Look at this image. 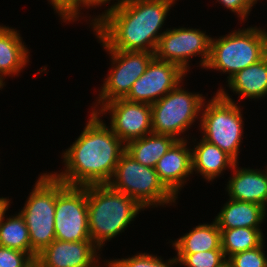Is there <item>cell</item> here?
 <instances>
[{"label":"cell","mask_w":267,"mask_h":267,"mask_svg":"<svg viewBox=\"0 0 267 267\" xmlns=\"http://www.w3.org/2000/svg\"><path fill=\"white\" fill-rule=\"evenodd\" d=\"M176 0H117L90 25L106 50L155 52ZM93 25V26H92ZM162 31V32H161Z\"/></svg>","instance_id":"6da1fadb"},{"label":"cell","mask_w":267,"mask_h":267,"mask_svg":"<svg viewBox=\"0 0 267 267\" xmlns=\"http://www.w3.org/2000/svg\"><path fill=\"white\" fill-rule=\"evenodd\" d=\"M91 112L80 136L62 154L64 171L52 174L66 185L107 184L126 145L100 118Z\"/></svg>","instance_id":"7a4b0ae2"},{"label":"cell","mask_w":267,"mask_h":267,"mask_svg":"<svg viewBox=\"0 0 267 267\" xmlns=\"http://www.w3.org/2000/svg\"><path fill=\"white\" fill-rule=\"evenodd\" d=\"M87 209L90 239L101 250L106 241L124 232L137 214L145 210L108 184L87 185Z\"/></svg>","instance_id":"3957f363"},{"label":"cell","mask_w":267,"mask_h":267,"mask_svg":"<svg viewBox=\"0 0 267 267\" xmlns=\"http://www.w3.org/2000/svg\"><path fill=\"white\" fill-rule=\"evenodd\" d=\"M215 38H211L209 59L204 69L228 74L227 81L267 55V32L257 26L236 29Z\"/></svg>","instance_id":"277c9868"},{"label":"cell","mask_w":267,"mask_h":267,"mask_svg":"<svg viewBox=\"0 0 267 267\" xmlns=\"http://www.w3.org/2000/svg\"><path fill=\"white\" fill-rule=\"evenodd\" d=\"M225 90L220 86L212 99L204 101L199 130L204 140L218 146L238 162L244 136L242 110Z\"/></svg>","instance_id":"5b68a950"},{"label":"cell","mask_w":267,"mask_h":267,"mask_svg":"<svg viewBox=\"0 0 267 267\" xmlns=\"http://www.w3.org/2000/svg\"><path fill=\"white\" fill-rule=\"evenodd\" d=\"M65 186L51 172L41 174L19 211L29 231L31 256L35 260L55 240L56 196Z\"/></svg>","instance_id":"8992f818"},{"label":"cell","mask_w":267,"mask_h":267,"mask_svg":"<svg viewBox=\"0 0 267 267\" xmlns=\"http://www.w3.org/2000/svg\"><path fill=\"white\" fill-rule=\"evenodd\" d=\"M107 184L134 199L144 209L174 205L172 203L177 199L160 181L155 168L140 164L126 151Z\"/></svg>","instance_id":"52a82bcc"},{"label":"cell","mask_w":267,"mask_h":267,"mask_svg":"<svg viewBox=\"0 0 267 267\" xmlns=\"http://www.w3.org/2000/svg\"><path fill=\"white\" fill-rule=\"evenodd\" d=\"M180 83L163 98L151 104L152 133L169 135L176 140H186L184 135L191 125L200 119L206 100L202 94L182 88ZM180 135V136H179Z\"/></svg>","instance_id":"ba28073f"},{"label":"cell","mask_w":267,"mask_h":267,"mask_svg":"<svg viewBox=\"0 0 267 267\" xmlns=\"http://www.w3.org/2000/svg\"><path fill=\"white\" fill-rule=\"evenodd\" d=\"M106 51L111 56V71L108 72L109 74L101 86L97 103L92 107V112H97L109 101L125 98L133 83L145 73L148 64L155 57L153 52L148 51Z\"/></svg>","instance_id":"9c48e42d"},{"label":"cell","mask_w":267,"mask_h":267,"mask_svg":"<svg viewBox=\"0 0 267 267\" xmlns=\"http://www.w3.org/2000/svg\"><path fill=\"white\" fill-rule=\"evenodd\" d=\"M55 240L92 241L89 234L87 185H66L56 196Z\"/></svg>","instance_id":"30bf717a"},{"label":"cell","mask_w":267,"mask_h":267,"mask_svg":"<svg viewBox=\"0 0 267 267\" xmlns=\"http://www.w3.org/2000/svg\"><path fill=\"white\" fill-rule=\"evenodd\" d=\"M211 38L206 31L196 28H168L159 38L155 58L180 66L186 73L190 69V58L200 56L201 67H205L209 59Z\"/></svg>","instance_id":"8fae6325"},{"label":"cell","mask_w":267,"mask_h":267,"mask_svg":"<svg viewBox=\"0 0 267 267\" xmlns=\"http://www.w3.org/2000/svg\"><path fill=\"white\" fill-rule=\"evenodd\" d=\"M97 113H110V127L126 145L152 133L151 104L119 98L105 103Z\"/></svg>","instance_id":"7c38bea8"},{"label":"cell","mask_w":267,"mask_h":267,"mask_svg":"<svg viewBox=\"0 0 267 267\" xmlns=\"http://www.w3.org/2000/svg\"><path fill=\"white\" fill-rule=\"evenodd\" d=\"M187 73L178 65L153 58L132 85L126 100L153 104L182 83Z\"/></svg>","instance_id":"4fadbf2b"},{"label":"cell","mask_w":267,"mask_h":267,"mask_svg":"<svg viewBox=\"0 0 267 267\" xmlns=\"http://www.w3.org/2000/svg\"><path fill=\"white\" fill-rule=\"evenodd\" d=\"M101 251L92 241H52L37 255L38 267H101Z\"/></svg>","instance_id":"5bb4252c"},{"label":"cell","mask_w":267,"mask_h":267,"mask_svg":"<svg viewBox=\"0 0 267 267\" xmlns=\"http://www.w3.org/2000/svg\"><path fill=\"white\" fill-rule=\"evenodd\" d=\"M188 140H177L157 162L155 171L163 185L176 197L192 172L191 148ZM190 148V149H189Z\"/></svg>","instance_id":"9a60e30c"},{"label":"cell","mask_w":267,"mask_h":267,"mask_svg":"<svg viewBox=\"0 0 267 267\" xmlns=\"http://www.w3.org/2000/svg\"><path fill=\"white\" fill-rule=\"evenodd\" d=\"M236 162L225 188L229 198L253 202L267 210V167L265 170L240 168Z\"/></svg>","instance_id":"2e32d148"},{"label":"cell","mask_w":267,"mask_h":267,"mask_svg":"<svg viewBox=\"0 0 267 267\" xmlns=\"http://www.w3.org/2000/svg\"><path fill=\"white\" fill-rule=\"evenodd\" d=\"M215 217L219 229L256 228L260 229L266 219L264 207L253 202L228 199Z\"/></svg>","instance_id":"e0dca14e"},{"label":"cell","mask_w":267,"mask_h":267,"mask_svg":"<svg viewBox=\"0 0 267 267\" xmlns=\"http://www.w3.org/2000/svg\"><path fill=\"white\" fill-rule=\"evenodd\" d=\"M199 141L191 148L192 172L199 173L210 182L227 168H233L236 161L225 151L203 138Z\"/></svg>","instance_id":"ac0fdd59"},{"label":"cell","mask_w":267,"mask_h":267,"mask_svg":"<svg viewBox=\"0 0 267 267\" xmlns=\"http://www.w3.org/2000/svg\"><path fill=\"white\" fill-rule=\"evenodd\" d=\"M21 34L14 28L6 26L0 32V81L22 72L29 61V49L24 45Z\"/></svg>","instance_id":"d6986e66"},{"label":"cell","mask_w":267,"mask_h":267,"mask_svg":"<svg viewBox=\"0 0 267 267\" xmlns=\"http://www.w3.org/2000/svg\"><path fill=\"white\" fill-rule=\"evenodd\" d=\"M226 85L241 99H261L267 95V55L232 76Z\"/></svg>","instance_id":"ffe728a7"},{"label":"cell","mask_w":267,"mask_h":267,"mask_svg":"<svg viewBox=\"0 0 267 267\" xmlns=\"http://www.w3.org/2000/svg\"><path fill=\"white\" fill-rule=\"evenodd\" d=\"M172 242L177 253H197L202 251L222 250L221 230L215 220L211 224H199L189 233Z\"/></svg>","instance_id":"44dd1931"},{"label":"cell","mask_w":267,"mask_h":267,"mask_svg":"<svg viewBox=\"0 0 267 267\" xmlns=\"http://www.w3.org/2000/svg\"><path fill=\"white\" fill-rule=\"evenodd\" d=\"M177 140L169 135L150 133L126 144V152L140 164L155 168Z\"/></svg>","instance_id":"7402d4cb"},{"label":"cell","mask_w":267,"mask_h":267,"mask_svg":"<svg viewBox=\"0 0 267 267\" xmlns=\"http://www.w3.org/2000/svg\"><path fill=\"white\" fill-rule=\"evenodd\" d=\"M10 199L0 208V246L20 250L31 255L29 231L23 216L18 212L6 217Z\"/></svg>","instance_id":"603a6c76"},{"label":"cell","mask_w":267,"mask_h":267,"mask_svg":"<svg viewBox=\"0 0 267 267\" xmlns=\"http://www.w3.org/2000/svg\"><path fill=\"white\" fill-rule=\"evenodd\" d=\"M220 230L222 250L226 259L236 253L254 249L265 241L262 229L243 227Z\"/></svg>","instance_id":"cb8c5ba5"},{"label":"cell","mask_w":267,"mask_h":267,"mask_svg":"<svg viewBox=\"0 0 267 267\" xmlns=\"http://www.w3.org/2000/svg\"><path fill=\"white\" fill-rule=\"evenodd\" d=\"M106 263L110 267H174L180 262L173 256L169 260H164L162 257H157L156 255L149 253H138L132 257L106 260Z\"/></svg>","instance_id":"d4e9b609"},{"label":"cell","mask_w":267,"mask_h":267,"mask_svg":"<svg viewBox=\"0 0 267 267\" xmlns=\"http://www.w3.org/2000/svg\"><path fill=\"white\" fill-rule=\"evenodd\" d=\"M175 257L185 267H221L227 261L223 250L177 253Z\"/></svg>","instance_id":"484cf974"},{"label":"cell","mask_w":267,"mask_h":267,"mask_svg":"<svg viewBox=\"0 0 267 267\" xmlns=\"http://www.w3.org/2000/svg\"><path fill=\"white\" fill-rule=\"evenodd\" d=\"M265 241L258 247L236 253L227 261L232 267H267V256L263 250Z\"/></svg>","instance_id":"4316f807"},{"label":"cell","mask_w":267,"mask_h":267,"mask_svg":"<svg viewBox=\"0 0 267 267\" xmlns=\"http://www.w3.org/2000/svg\"><path fill=\"white\" fill-rule=\"evenodd\" d=\"M35 264L29 253L0 246V267H33Z\"/></svg>","instance_id":"83f0119b"},{"label":"cell","mask_w":267,"mask_h":267,"mask_svg":"<svg viewBox=\"0 0 267 267\" xmlns=\"http://www.w3.org/2000/svg\"><path fill=\"white\" fill-rule=\"evenodd\" d=\"M224 7L231 10L241 21L247 20L252 7L258 0H217Z\"/></svg>","instance_id":"f1b7e54d"},{"label":"cell","mask_w":267,"mask_h":267,"mask_svg":"<svg viewBox=\"0 0 267 267\" xmlns=\"http://www.w3.org/2000/svg\"><path fill=\"white\" fill-rule=\"evenodd\" d=\"M48 2L63 22H74V0H48Z\"/></svg>","instance_id":"f546056e"},{"label":"cell","mask_w":267,"mask_h":267,"mask_svg":"<svg viewBox=\"0 0 267 267\" xmlns=\"http://www.w3.org/2000/svg\"><path fill=\"white\" fill-rule=\"evenodd\" d=\"M110 1L111 0H74V21L79 20V17H81L79 15L81 14L80 11L82 10L83 6L87 9L91 7L96 8V6H102Z\"/></svg>","instance_id":"4dcf8cb0"},{"label":"cell","mask_w":267,"mask_h":267,"mask_svg":"<svg viewBox=\"0 0 267 267\" xmlns=\"http://www.w3.org/2000/svg\"><path fill=\"white\" fill-rule=\"evenodd\" d=\"M8 201L7 197H0V208Z\"/></svg>","instance_id":"1f68e13d"},{"label":"cell","mask_w":267,"mask_h":267,"mask_svg":"<svg viewBox=\"0 0 267 267\" xmlns=\"http://www.w3.org/2000/svg\"><path fill=\"white\" fill-rule=\"evenodd\" d=\"M221 267H232V266L228 263V261H226Z\"/></svg>","instance_id":"d6a6232c"},{"label":"cell","mask_w":267,"mask_h":267,"mask_svg":"<svg viewBox=\"0 0 267 267\" xmlns=\"http://www.w3.org/2000/svg\"><path fill=\"white\" fill-rule=\"evenodd\" d=\"M5 86V84H3L1 81H0V90Z\"/></svg>","instance_id":"836d02e7"},{"label":"cell","mask_w":267,"mask_h":267,"mask_svg":"<svg viewBox=\"0 0 267 267\" xmlns=\"http://www.w3.org/2000/svg\"><path fill=\"white\" fill-rule=\"evenodd\" d=\"M6 27V25L2 26L0 25V32Z\"/></svg>","instance_id":"e575fe53"},{"label":"cell","mask_w":267,"mask_h":267,"mask_svg":"<svg viewBox=\"0 0 267 267\" xmlns=\"http://www.w3.org/2000/svg\"><path fill=\"white\" fill-rule=\"evenodd\" d=\"M103 262H104L103 264L105 267H110L105 261H103Z\"/></svg>","instance_id":"d590c367"}]
</instances>
